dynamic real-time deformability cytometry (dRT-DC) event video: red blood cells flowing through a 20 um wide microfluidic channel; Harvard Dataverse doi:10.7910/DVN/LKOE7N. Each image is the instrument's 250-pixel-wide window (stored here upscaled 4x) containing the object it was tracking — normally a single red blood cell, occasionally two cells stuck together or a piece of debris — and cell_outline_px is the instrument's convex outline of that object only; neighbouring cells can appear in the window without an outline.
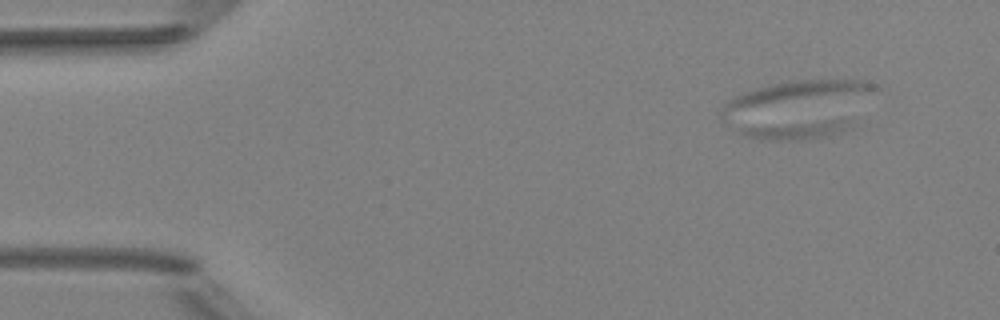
{"species": "Egyptian fruit bat (a non-hibernating species)", "species_latin": "Rousettus aegyptiacus", "temperature_condition": "room temperature", "stored_images_in_passage": 5, "camera_frame_rate_fps": 3000, "um_per_image_px": 0.085, "animal": {"sex": "female"}, "frame": {"image": 1, "passage_image": 1, "time_ms": 0.0, "image_size_px": [1000, 320], "cell_outline_px": [[864, 124], [856, 128], [844, 132], [828, 136], [804, 140], [760, 140], [748, 136], [740, 132], [740, 128], [844, 116], [856, 116]], "centroid_in_image_um": [68.29, 10.96], "position_along_channel_um": 16.7, "area_um2": 13.53}}